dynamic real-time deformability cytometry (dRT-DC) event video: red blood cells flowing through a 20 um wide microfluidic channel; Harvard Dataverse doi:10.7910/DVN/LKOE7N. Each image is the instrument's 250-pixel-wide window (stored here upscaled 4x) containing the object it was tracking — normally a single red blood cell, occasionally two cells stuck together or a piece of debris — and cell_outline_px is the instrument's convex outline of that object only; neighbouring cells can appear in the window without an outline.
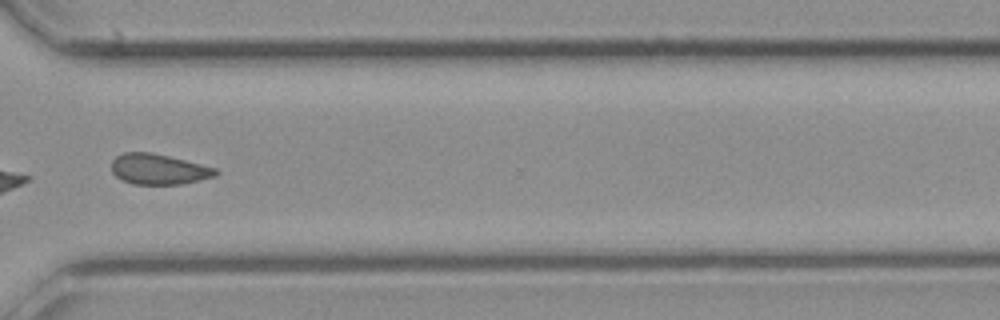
{"species": "common noctule bat (a hibernating species)", "species_latin": "Nyctalus noctula", "temperature_condition": "cold", "stored_images_in_passage": 31, "camera_frame_rate_fps": 3000, "um_per_image_px": 0.085, "animal": {"sex": "female", "body_mass_g": 21.9}, "frame": {"image": 1, "passage_image": 22, "time_ms": 7.0, "image_size_px": [1000, 320], "cell_outline_px": [[220, 172], [216, 176], [180, 184], [132, 184], [120, 180], [112, 172], [112, 160], [116, 156], [124, 152], [152, 152], [216, 168]], "centroid_in_image_um": [13.46, 14.38], "position_along_channel_um": 357.1, "area_um2": 18.5}}
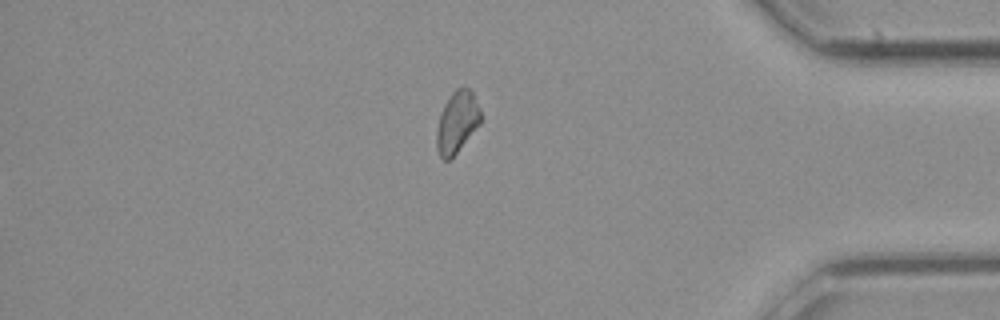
{"frame": {"image": 2, "passage_image": 31, "time_ms": 10.0, "image_size_px": [1000, 320], "cell_outline_px": [[480, 124], [452, 160], [444, 160], [440, 156], [436, 148], [436, 132], [440, 112], [444, 104], [452, 92], [456, 88], [468, 88], [472, 92], [480, 108]], "centroid_in_image_um": [38.83, 10.42], "position_along_channel_um": 396.4, "area_um2": 16.01}}